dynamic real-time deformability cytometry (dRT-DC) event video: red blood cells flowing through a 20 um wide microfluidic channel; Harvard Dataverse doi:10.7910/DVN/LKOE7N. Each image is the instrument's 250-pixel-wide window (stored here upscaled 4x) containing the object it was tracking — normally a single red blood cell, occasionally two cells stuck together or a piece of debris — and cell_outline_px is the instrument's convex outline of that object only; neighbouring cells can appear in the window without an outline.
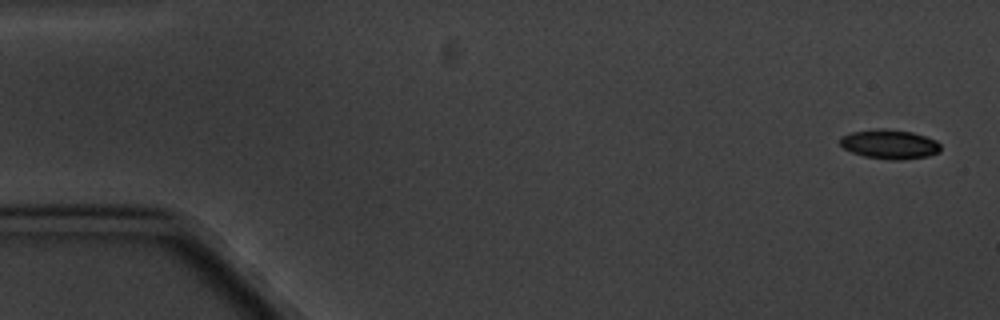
{"species": "common noctule bat (a hibernating species)", "species_latin": "Nyctalus noctula", "temperature_condition": "cold", "stored_images_in_passage": 6, "camera_frame_rate_fps": 3000, "um_per_image_px": 0.085, "animal": {"sex": "male", "body_mass_g": 20.1, "forearm_length_mm": 53.5}, "frame": {"image": 1, "passage_image": 1, "time_ms": 0.0, "image_size_px": [1000, 320], "cell_outline_px": [[940, 152], [928, 156], [900, 160], [892, 160], [864, 156], [852, 152], [844, 148], [840, 144], [840, 136], [852, 132], [880, 128], [884, 128], [912, 132], [936, 140], [940, 144]], "centroid_in_image_um": [75.62, 12.26], "position_along_channel_um": 9.4, "area_um2": 17.17}}
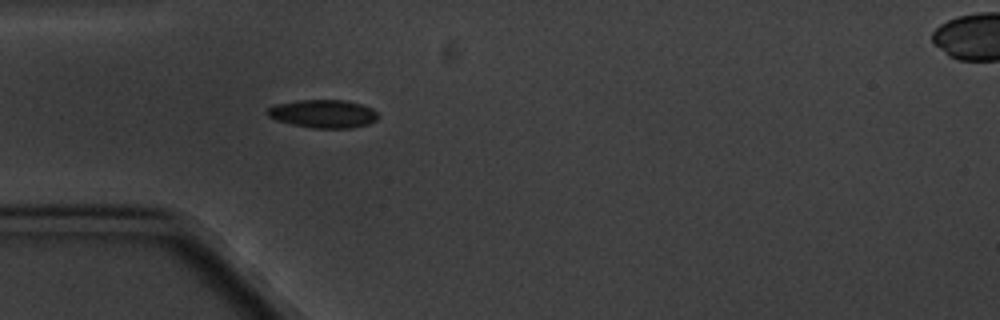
{"frame": {"image": 2, "passage_image": 5, "time_ms": 5.0, "image_size_px": [1000, 320], "cell_outline_px": [[376, 120], [368, 124], [352, 128], [312, 128], [292, 124], [276, 120], [268, 116], [264, 112], [268, 108], [276, 104], [300, 100], [344, 100], [360, 104], [372, 108], [376, 112]], "centroid_in_image_um": [27.44, 9.67], "position_along_channel_um": 57.6, "area_um2": 18.09}}